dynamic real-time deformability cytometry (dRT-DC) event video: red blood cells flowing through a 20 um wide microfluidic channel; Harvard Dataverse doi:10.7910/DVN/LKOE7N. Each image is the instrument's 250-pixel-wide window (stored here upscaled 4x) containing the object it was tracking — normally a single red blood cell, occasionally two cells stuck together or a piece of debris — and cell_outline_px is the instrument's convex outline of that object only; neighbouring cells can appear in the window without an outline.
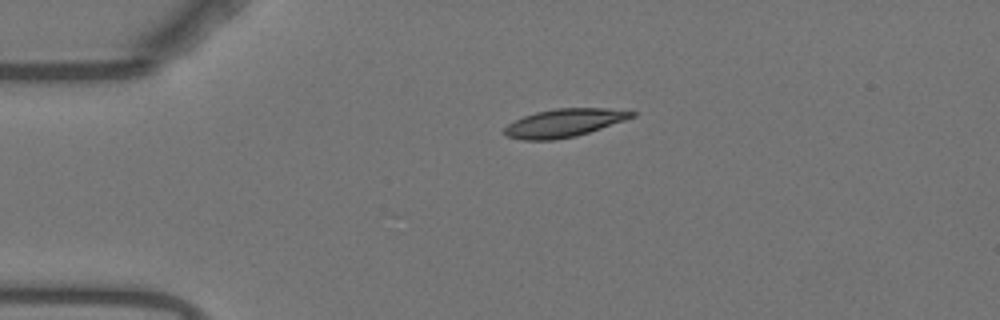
{"species": "Egyptian fruit bat (a non-hibernating species)", "species_latin": "Rousettus aegyptiacus", "temperature_condition": "warm", "stored_images_in_passage": 43, "camera_frame_rate_fps": 3000, "um_per_image_px": 0.085, "animal": {"sex": "female"}, "frame": {"image": 1, "passage_image": 1, "time_ms": 0.0, "image_size_px": [1000, 320], "cell_outline_px": [[636, 116], [576, 136], [552, 140], [524, 140], [508, 136], [504, 132], [504, 128], [508, 124], [524, 116], [536, 112], [556, 108], [608, 108], [636, 112]], "centroid_in_image_um": [47.95, 10.44], "position_along_channel_um": 37.1, "area_um2": 20.58}}
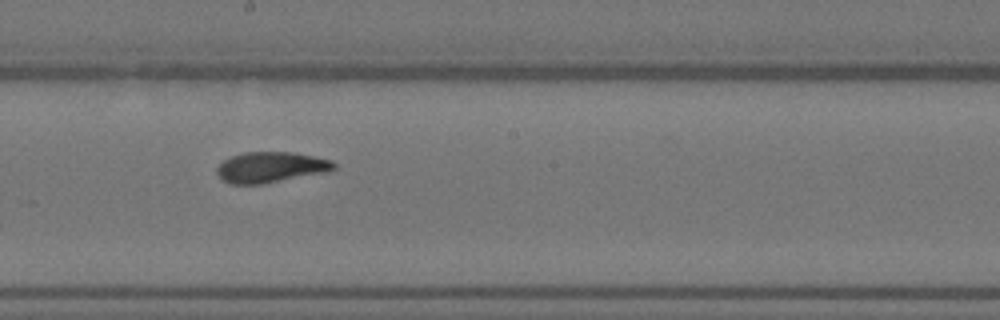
{"frame": {"image": 2, "passage_image": 19, "time_ms": 6.0, "image_size_px": [1000, 320], "cell_outline_px": [[336, 168], [328, 172], [260, 184], [232, 184], [224, 180], [216, 172], [216, 168], [224, 160], [232, 156], [244, 152], [292, 152], [332, 160], [336, 164]], "centroid_in_image_um": [23.04, 14.21], "position_along_channel_um": 225.2, "area_um2": 20.75}}
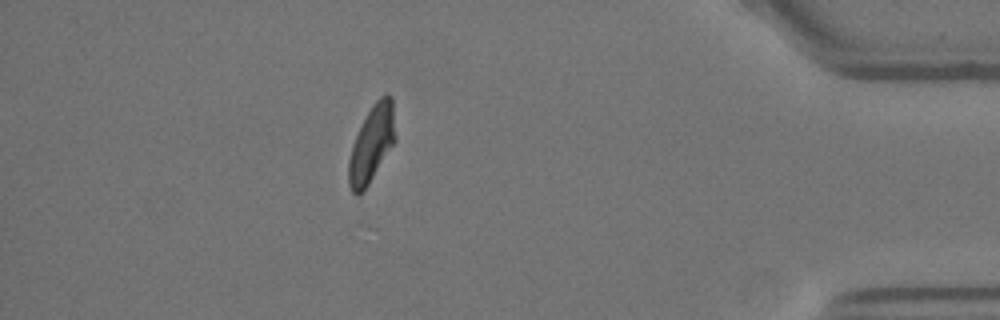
{"frame": {"image": 3, "passage_image": 37, "time_ms": 12.0, "image_size_px": [1000, 320], "cell_outline_px": [[396, 140], [368, 184], [356, 196], [352, 192], [348, 184], [348, 160], [352, 144], [372, 104], [384, 92], [388, 92], [392, 96], [396, 136]], "centroid_in_image_um": [31.6, 12.18], "position_along_channel_um": 403.6, "area_um2": 20.75}, "authors_computed_cell_mechanics": {"area_um2": 20.7502, "velocity_mm_per_s": 3.7217, "shape_relaxation_time_tau1_ms": 3.9114, "shape_relaxation_time_tau2_ms": 1.8084, "deformation_change_tau1": 0.1684, "deformation_change_tau2": 0.0694}}